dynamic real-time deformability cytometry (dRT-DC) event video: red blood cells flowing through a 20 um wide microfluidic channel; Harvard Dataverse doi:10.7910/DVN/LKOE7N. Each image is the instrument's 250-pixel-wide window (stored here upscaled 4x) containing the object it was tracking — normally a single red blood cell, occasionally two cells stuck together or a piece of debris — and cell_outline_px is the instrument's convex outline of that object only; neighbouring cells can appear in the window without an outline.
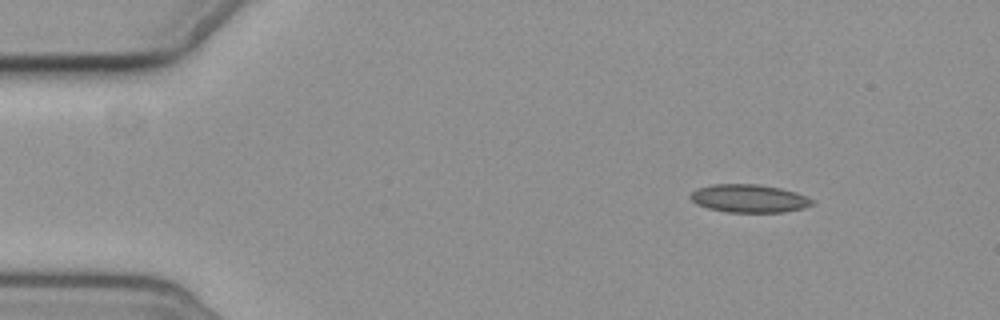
{"species": "common noctule bat (a hibernating species)", "species_latin": "Nyctalus noctula", "temperature_condition": "cold", "stored_images_in_passage": 4, "camera_frame_rate_fps": 3000, "um_per_image_px": 0.085, "animal": {"sex": "female", "body_mass_g": 19.3, "forearm_length_mm": 54.1}, "frame": {"image": 1, "passage_image": 1, "time_ms": 0.0, "image_size_px": [1000, 320], "cell_outline_px": [[812, 204], [804, 208], [784, 212], [724, 212], [708, 208], [696, 204], [688, 196], [696, 188], [712, 184], [756, 184], [780, 188], [804, 196], [812, 200]], "centroid_in_image_um": [63.59, 16.87], "position_along_channel_um": 21.4, "area_um2": 19.77}}
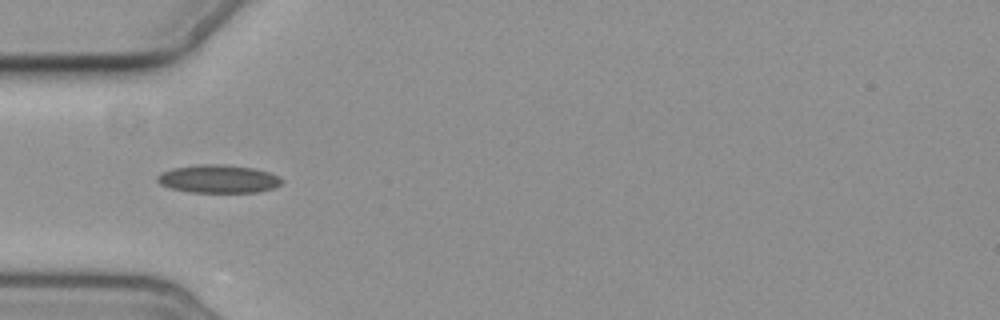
{"frame": {"image": 2, "passage_image": 4, "time_ms": 3.667, "image_size_px": [1000, 320], "cell_outline_px": [[284, 180], [276, 188], [256, 192], [188, 192], [168, 188], [160, 184], [156, 180], [156, 176], [160, 172], [172, 168], [200, 164], [224, 164], [256, 168], [280, 176]], "centroid_in_image_um": [18.55, 15.2], "position_along_channel_um": 66.4, "area_um2": 20.75}}